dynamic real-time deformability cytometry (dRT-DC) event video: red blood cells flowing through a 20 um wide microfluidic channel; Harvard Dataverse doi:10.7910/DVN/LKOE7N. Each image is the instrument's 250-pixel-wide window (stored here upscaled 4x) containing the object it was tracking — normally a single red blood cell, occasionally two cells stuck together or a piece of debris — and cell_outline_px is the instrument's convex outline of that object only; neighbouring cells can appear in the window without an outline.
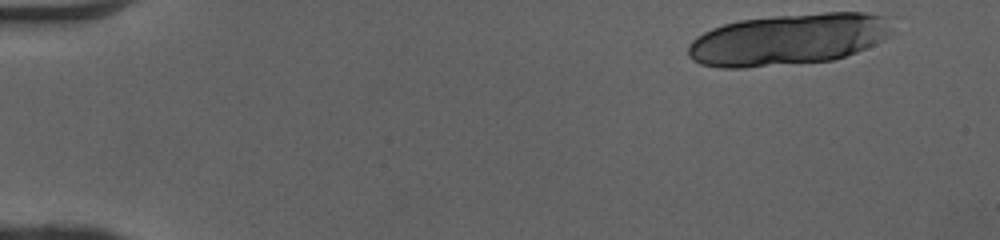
{"species": "human", "species_latin": "Homo sapiens", "temperature_condition": "cold", "stored_images_in_passage": 16, "camera_frame_rate_fps": 3000, "um_per_image_px": 0.085, "donor": {"sex": "female"}, "frame": {"image": 1, "passage_image": 1, "time_ms": 0.0, "image_size_px": [1000, 240], "cell_outline_px": [[892, 36], [884, 40], [856, 52], [832, 60], [744, 68], [720, 68], [700, 64], [692, 60], [688, 56], [688, 44], [696, 36], [712, 28], [724, 24], [740, 20], [776, 16], [824, 12], [864, 12], [892, 16]], "centroid_in_image_um": [67.06, 3.34], "position_along_channel_um": 17.9, "area_um2": 61.85}}